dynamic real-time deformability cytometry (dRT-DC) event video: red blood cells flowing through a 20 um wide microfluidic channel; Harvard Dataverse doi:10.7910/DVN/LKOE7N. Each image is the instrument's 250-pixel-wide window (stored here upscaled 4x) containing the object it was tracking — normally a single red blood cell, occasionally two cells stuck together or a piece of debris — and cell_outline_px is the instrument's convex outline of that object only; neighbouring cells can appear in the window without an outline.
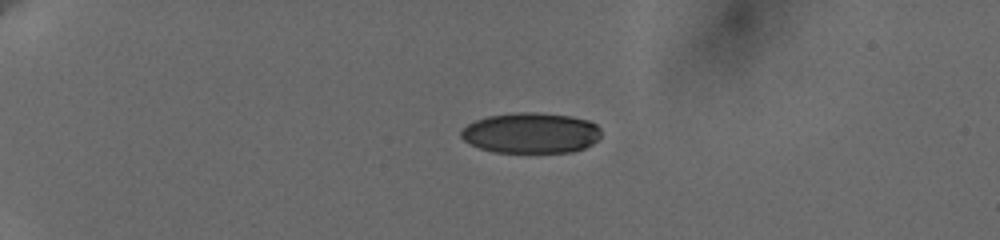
{"species": "human", "species_latin": "Homo sapiens", "temperature_condition": "cold", "stored_images_in_passage": 21, "camera_frame_rate_fps": 3000, "um_per_image_px": 0.085, "donor": {"sex": "female"}, "frame": {"image": 1, "passage_image": 1, "time_ms": 0.0, "image_size_px": [1000, 240], "cell_outline_px": [[600, 136], [592, 144], [584, 148], [572, 152], [492, 152], [480, 148], [464, 140], [460, 136], [460, 132], [468, 124], [476, 120], [488, 116], [520, 112], [536, 112], [572, 116], [588, 120], [596, 124], [600, 128]], "centroid_in_image_um": [45.14, 11.3], "position_along_channel_um": 39.9, "area_um2": 33.06}}
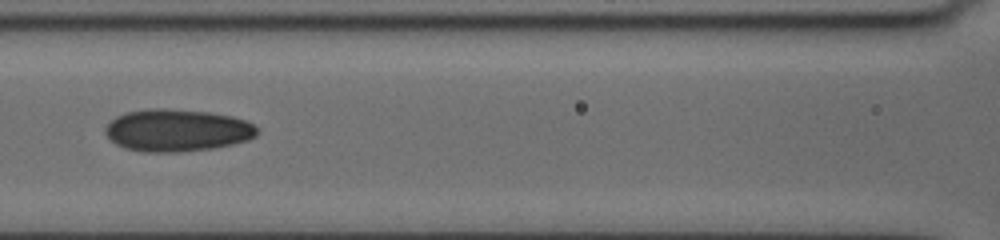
{"frame": {"image": 2, "passage_image": 15, "time_ms": 5.0, "image_size_px": [1000, 240], "cell_outline_px": [[260, 132], [256, 136], [248, 140], [232, 144], [212, 148], [180, 152], [148, 152], [124, 148], [116, 144], [104, 132], [104, 128], [116, 116], [128, 112], [148, 108], [164, 108], [208, 112], [232, 116], [244, 120], [260, 128]], "centroid_in_image_um": [15.07, 11.07], "position_along_channel_um": 151.5, "area_um2": 37.45}}
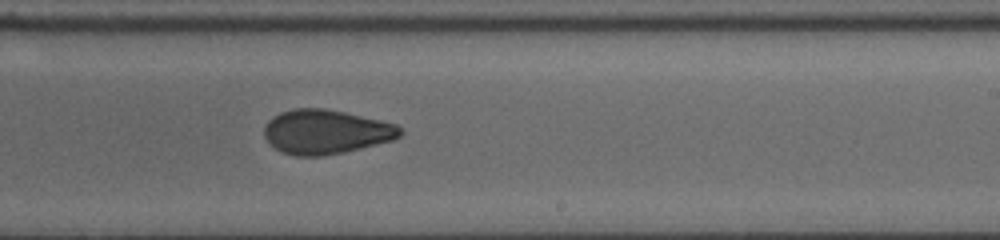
{"frame": {"image": 3, "passage_image": 21, "time_ms": 8.0, "image_size_px": [1000, 240], "cell_outline_px": [[404, 132], [400, 136], [392, 140], [344, 152], [320, 156], [296, 156], [284, 152], [276, 148], [264, 136], [264, 128], [268, 120], [272, 116], [280, 112], [292, 108], [324, 108], [344, 112], [380, 120], [396, 124]], "centroid_in_image_um": [27.69, 11.19], "position_along_channel_um": 261.3, "area_um2": 34.91}}